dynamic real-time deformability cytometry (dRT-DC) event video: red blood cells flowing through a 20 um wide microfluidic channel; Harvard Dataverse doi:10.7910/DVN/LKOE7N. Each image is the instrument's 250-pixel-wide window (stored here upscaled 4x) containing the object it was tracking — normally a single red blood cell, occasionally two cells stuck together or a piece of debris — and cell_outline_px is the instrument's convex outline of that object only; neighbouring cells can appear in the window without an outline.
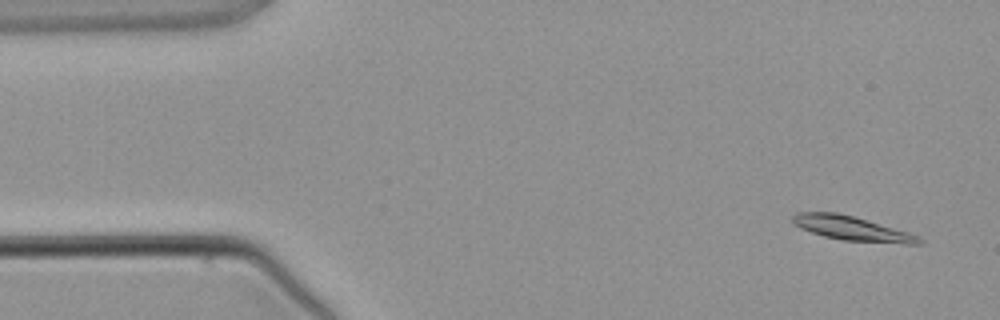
{"species": "common noctule bat (a hibernating species)", "species_latin": "Nyctalus noctula", "temperature_condition": "warm", "stored_images_in_passage": 3, "camera_frame_rate_fps": 3000, "um_per_image_px": 0.085, "animal": {"sex": "male", "body_mass_g": 21.5, "forearm_length_mm": 52.0}, "frame": {"image": 1, "passage_image": 1, "time_ms": 0.0, "image_size_px": [1000, 320], "cell_outline_px": [[924, 244], [904, 244], [844, 240], [824, 236], [800, 228], [792, 224], [792, 216], [796, 212], [836, 212], [852, 216], [908, 232], [920, 236], [924, 240]], "centroid_in_image_um": [72.42, 19.42], "position_along_channel_um": 12.6, "area_um2": 17.86}}